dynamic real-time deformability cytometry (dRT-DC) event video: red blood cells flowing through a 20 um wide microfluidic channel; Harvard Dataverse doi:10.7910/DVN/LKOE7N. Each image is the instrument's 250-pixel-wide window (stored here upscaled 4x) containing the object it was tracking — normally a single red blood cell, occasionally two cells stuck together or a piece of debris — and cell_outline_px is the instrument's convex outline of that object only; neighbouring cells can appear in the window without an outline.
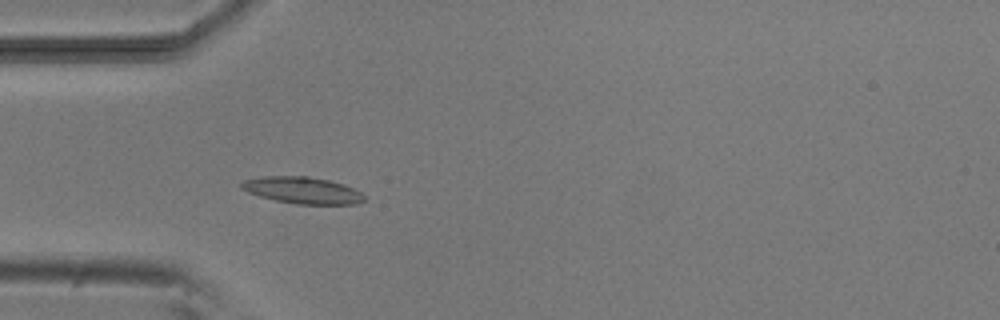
{"species": "common noctule bat (a hibernating species)", "species_latin": "Nyctalus noctula", "temperature_condition": "room temperature", "stored_images_in_passage": 3, "camera_frame_rate_fps": 3000, "um_per_image_px": 0.085, "animal": {"sex": "male", "body_mass_g": 20.5, "forearm_length_mm": 52.5}, "frame": {"image": 1, "passage_image": 3, "time_ms": 2.333, "image_size_px": [1000, 320], "cell_outline_px": [[368, 200], [356, 204], [296, 204], [276, 200], [260, 196], [248, 192], [240, 188], [240, 184], [244, 180], [260, 176], [308, 176], [328, 180], [344, 184], [360, 192]], "centroid_in_image_um": [25.72, 16.17], "position_along_channel_um": 59.3, "area_um2": 19.13}}